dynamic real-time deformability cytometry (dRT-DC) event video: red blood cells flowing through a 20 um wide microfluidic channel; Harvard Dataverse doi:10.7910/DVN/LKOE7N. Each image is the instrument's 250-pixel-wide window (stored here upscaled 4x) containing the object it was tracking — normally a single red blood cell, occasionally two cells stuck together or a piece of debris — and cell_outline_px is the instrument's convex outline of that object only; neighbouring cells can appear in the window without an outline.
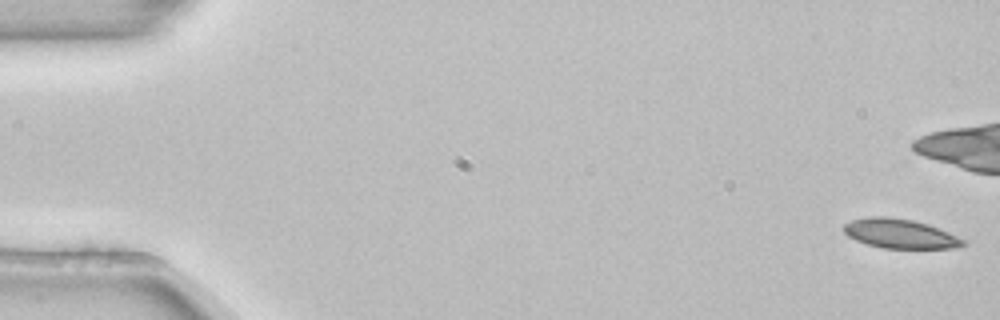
{"species": "common noctule bat (a hibernating species)", "species_latin": "Nyctalus noctula", "temperature_condition": "room temperature", "stored_images_in_passage": 7, "camera_frame_rate_fps": 3000, "um_per_image_px": 0.085, "animal": {"sex": "female", "body_mass_g": 22.7, "forearm_length_mm": 54.2}, "frame": {"image": 1, "passage_image": 1, "time_ms": 0.0, "image_size_px": [1000, 320], "cell_outline_px": [[968, 244], [956, 248], [884, 248], [868, 244], [856, 240], [848, 236], [844, 232], [844, 224], [852, 220], [868, 216], [888, 216], [912, 220], [928, 224], [968, 240]], "centroid_in_image_um": [76.55, 19.86], "position_along_channel_um": 8.5, "area_um2": 20.52}}